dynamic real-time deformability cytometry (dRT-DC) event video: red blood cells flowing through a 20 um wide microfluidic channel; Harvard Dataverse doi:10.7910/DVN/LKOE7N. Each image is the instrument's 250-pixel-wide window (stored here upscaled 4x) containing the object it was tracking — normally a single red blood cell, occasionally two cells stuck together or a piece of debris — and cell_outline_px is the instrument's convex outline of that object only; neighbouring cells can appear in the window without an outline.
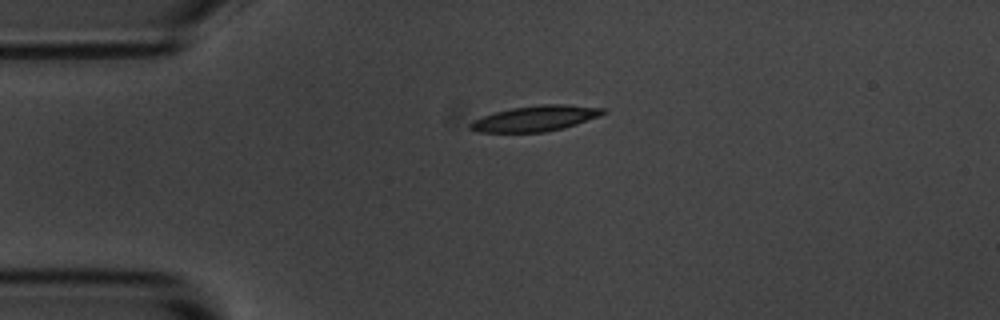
{"species": "common noctule bat (a hibernating species)", "species_latin": "Nyctalus noctula", "temperature_condition": "room temperature", "stored_images_in_passage": 43, "camera_frame_rate_fps": 3000, "um_per_image_px": 0.085, "animal": {"sex": "male", "body_mass_g": 20.1, "forearm_length_mm": 53.5}, "frame": {"image": 1, "passage_image": 1, "time_ms": 0.0, "image_size_px": [1000, 320], "cell_outline_px": [[608, 112], [600, 116], [564, 128], [544, 132], [476, 132], [468, 128], [468, 124], [472, 120], [496, 112], [512, 108], [540, 104], [564, 104], [604, 108]], "centroid_in_image_um": [45.51, 10.07], "position_along_channel_um": 39.5, "area_um2": 19.83}}
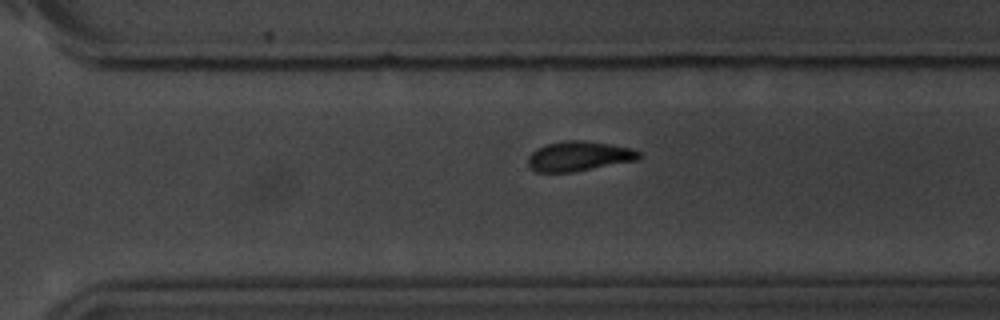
{"frame": {"image": 2, "passage_image": 26, "time_ms": 8.333, "image_size_px": [1000, 320], "cell_outline_px": [[644, 156], [636, 160], [572, 172], [536, 172], [528, 164], [528, 156], [536, 148], [548, 144], [564, 140], [584, 140], [632, 148], [640, 152]], "centroid_in_image_um": [49.21, 13.27], "position_along_channel_um": 321.4, "area_um2": 19.19}}
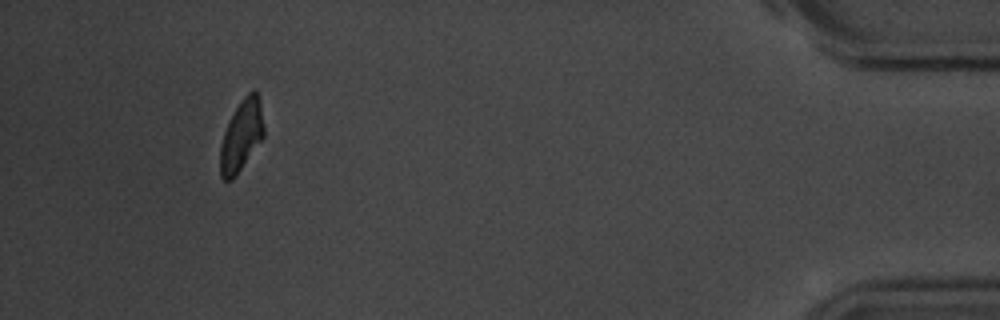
{"frame": {"image": 3, "passage_image": 39, "time_ms": 12.667, "image_size_px": [1000, 320], "cell_outline_px": [[264, 136], [236, 176], [232, 180], [224, 180], [220, 176], [220, 144], [228, 120], [240, 100], [252, 88], [256, 88], [260, 100], [264, 128]], "centroid_in_image_um": [20.52, 11.49], "position_along_channel_um": 414.7, "area_um2": 18.38}, "authors_computed_cell_mechanics": {"area_um2": 19.7098, "velocity_mm_per_s": 3.6851, "shape_relaxation_time_tau1_ms": 3.2041, "shape_relaxation_time_tau2_ms": null, "deformation_change_tau1": 0.1228, "deformation_change_tau2": null}}